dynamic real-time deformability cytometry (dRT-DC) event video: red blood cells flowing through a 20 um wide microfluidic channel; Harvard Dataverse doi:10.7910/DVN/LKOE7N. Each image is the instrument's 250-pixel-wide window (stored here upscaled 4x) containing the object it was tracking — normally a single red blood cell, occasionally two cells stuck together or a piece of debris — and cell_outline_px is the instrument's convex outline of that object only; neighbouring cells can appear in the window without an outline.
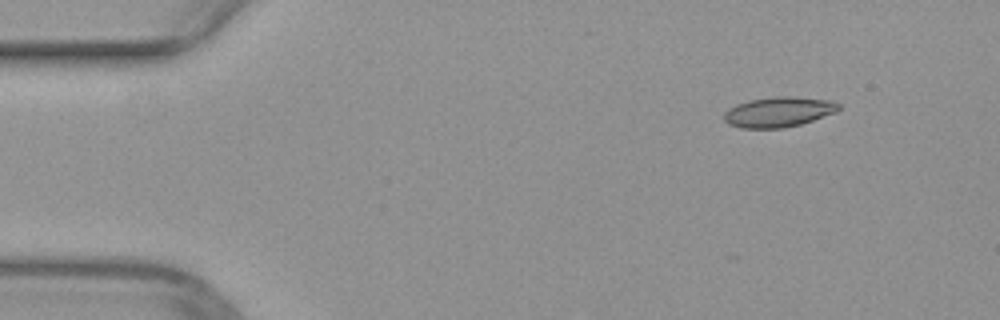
{"species": "common noctule bat (a hibernating species)", "species_latin": "Nyctalus noctula", "temperature_condition": "warm", "stored_images_in_passage": 4, "camera_frame_rate_fps": 3000, "um_per_image_px": 0.085, "animal": {"sex": "female", "body_mass_g": 29.2, "forearm_length_mm": 56.3}, "frame": {"image": 1, "passage_image": 1, "time_ms": 0.0, "image_size_px": [1000, 320], "cell_outline_px": [[840, 108], [836, 112], [800, 124], [784, 128], [740, 128], [728, 124], [724, 120], [724, 112], [728, 108], [736, 104], [748, 100], [776, 96], [792, 96], [832, 100], [840, 104]], "centroid_in_image_um": [66.16, 9.51], "position_along_channel_um": 18.8, "area_um2": 20.29}}